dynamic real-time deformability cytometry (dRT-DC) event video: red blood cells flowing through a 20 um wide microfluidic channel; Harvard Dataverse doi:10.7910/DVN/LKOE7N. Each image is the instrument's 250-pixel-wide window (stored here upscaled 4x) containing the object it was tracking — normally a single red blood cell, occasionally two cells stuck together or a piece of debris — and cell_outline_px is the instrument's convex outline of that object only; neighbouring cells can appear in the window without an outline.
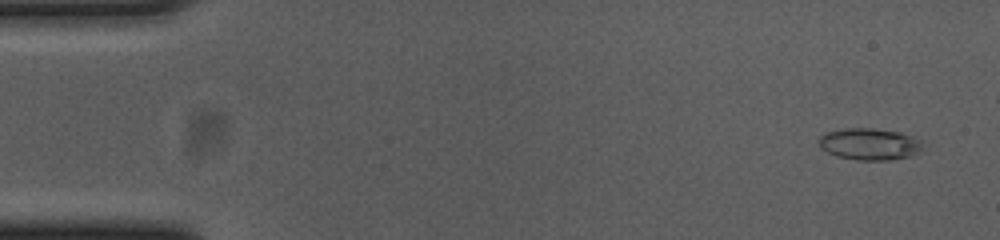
{"species": "common noctule bat (a hibernating species)", "species_latin": "Nyctalus noctula", "temperature_condition": "cold", "stored_images_in_passage": 49, "camera_frame_rate_fps": 3000, "um_per_image_px": 0.085, "animal": {"sex": "female", "body_mass_g": 23.0, "forearm_length_mm": 53.4}, "frame": {"image": 1, "passage_image": 3, "time_ms": 0.667, "image_size_px": [1000, 240], "cell_outline_px": [[924, 144], [912, 156], [892, 160], [856, 160], [836, 156], [820, 148], [820, 136], [828, 132], [848, 128], [872, 128], [900, 132], [924, 140]], "centroid_in_image_um": [73.95, 12.25], "position_along_channel_um": 11.0, "area_um2": 19.25}}
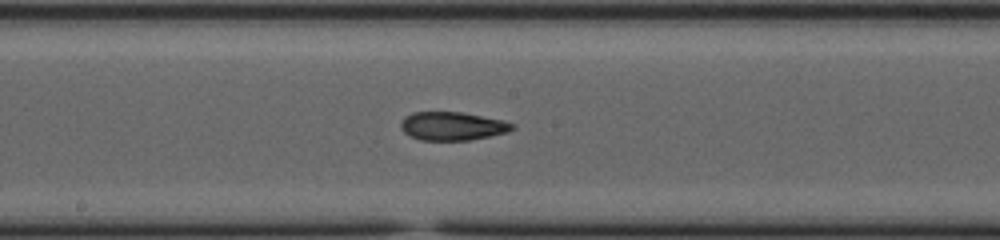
{"frame": {"image": 2, "passage_image": 29, "time_ms": 9.333, "image_size_px": [1000, 240], "cell_outline_px": [[516, 128], [508, 132], [468, 140], [420, 140], [404, 132], [400, 128], [400, 124], [404, 116], [412, 112], [460, 112], [504, 120], [516, 124]], "centroid_in_image_um": [38.46, 10.71], "position_along_channel_um": 209.7, "area_um2": 18.5}}
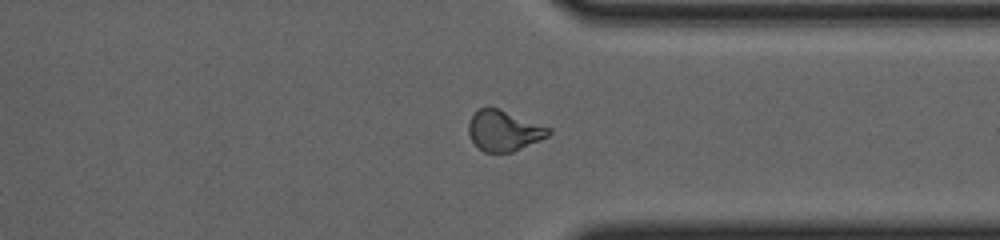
{"frame": {"image": 3, "passage_image": 42, "time_ms": 13.667, "image_size_px": [1000, 240], "cell_outline_px": [[552, 132], [548, 136], [540, 140], [512, 152], [484, 152], [472, 140], [468, 132], [468, 124], [472, 116], [480, 108], [488, 104], [500, 108], [552, 128]], "centroid_in_image_um": [42.84, 11.07], "position_along_channel_um": 368.6, "area_um2": 19.13}, "authors_computed_cell_mechanics": {"area_um2": 19.0162, "velocity_mm_per_s": 3.7001, "shape_relaxation_time_tau1_ms": null, "shape_relaxation_time_tau2_ms": 2.2552, "deformation_change_tau1": null, "deformation_change_tau2": 0.0894}}